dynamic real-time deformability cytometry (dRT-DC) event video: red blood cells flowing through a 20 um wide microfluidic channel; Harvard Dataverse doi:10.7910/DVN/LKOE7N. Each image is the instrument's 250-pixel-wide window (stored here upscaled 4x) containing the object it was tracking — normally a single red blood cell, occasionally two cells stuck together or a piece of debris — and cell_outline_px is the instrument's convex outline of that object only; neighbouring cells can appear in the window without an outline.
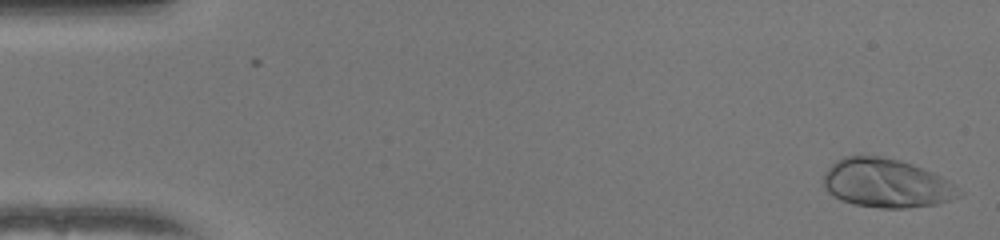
{"species": "human", "species_latin": "Homo sapiens", "temperature_condition": "warm", "stored_images_in_passage": 51, "camera_frame_rate_fps": 3000, "um_per_image_px": 0.085, "donor": {"sex": "female"}, "frame": {"image": 1, "passage_image": 1, "time_ms": 0.0, "image_size_px": [1000, 240], "cell_outline_px": [[964, 192], [960, 196], [936, 204], [904, 208], [880, 208], [856, 204], [840, 200], [832, 196], [824, 188], [824, 172], [836, 160], [844, 156], [880, 156], [900, 160], [912, 164], [932, 172], [940, 176]], "centroid_in_image_um": [75.31, 15.57], "position_along_channel_um": 9.7, "area_um2": 38.38}}
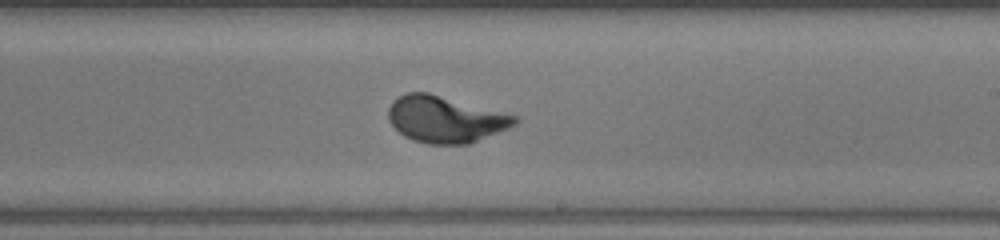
{"frame": {"image": 2, "passage_image": 30, "time_ms": 9.667, "image_size_px": [1000, 240], "cell_outline_px": [[520, 120], [516, 124], [508, 128], [468, 144], [428, 144], [412, 140], [404, 136], [388, 120], [388, 108], [392, 100], [408, 92], [428, 92], [520, 116]], "centroid_in_image_um": [37.86, 10.13], "position_along_channel_um": 251.1, "area_um2": 34.39}}
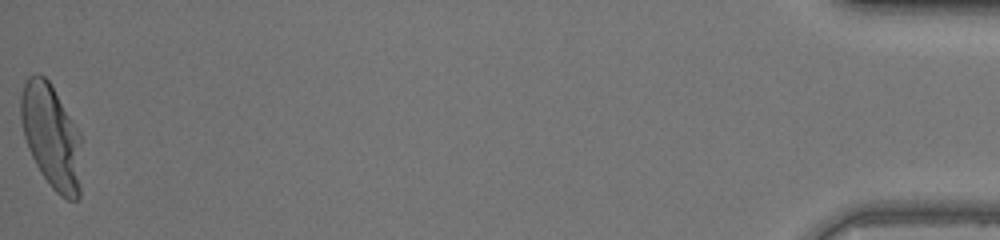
{"frame": {"image": 3, "passage_image": 51, "time_ms": 16.667, "image_size_px": [1000, 240], "cell_outline_px": [[80, 196], [76, 200], [68, 200], [60, 196], [52, 188], [40, 172], [28, 148], [24, 136], [20, 120], [20, 96], [24, 84], [28, 76], [44, 76], [48, 80], [80, 132]], "centroid_in_image_um": [4.35, 11.62], "position_along_channel_um": 430.8, "area_um2": 36.65}, "authors_computed_cell_mechanics": {"area_um2": 34.102, "velocity_mm_per_s": 4.0429, "shape_relaxation_time_tau1_ms": 2.8641, "shape_relaxation_time_tau2_ms": null, "deformation_change_tau1": 0.2226, "deformation_change_tau2": null}}